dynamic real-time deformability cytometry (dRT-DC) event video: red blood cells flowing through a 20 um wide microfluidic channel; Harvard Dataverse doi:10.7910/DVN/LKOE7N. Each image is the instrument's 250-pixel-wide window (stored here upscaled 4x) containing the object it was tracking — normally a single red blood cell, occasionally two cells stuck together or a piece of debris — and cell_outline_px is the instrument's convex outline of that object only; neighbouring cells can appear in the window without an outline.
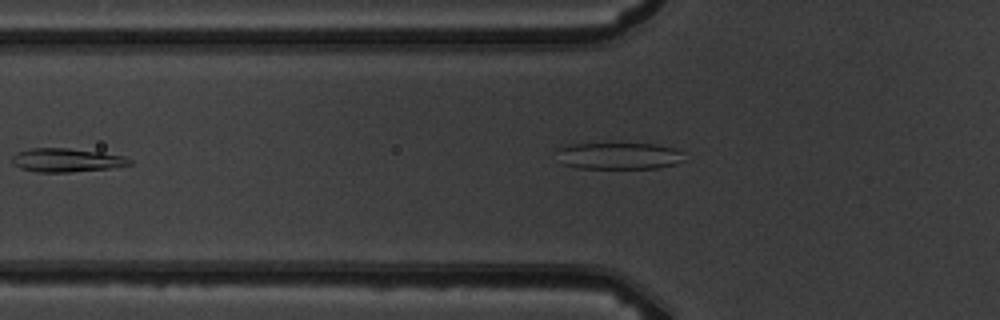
{"species": "common noctule bat (a hibernating species)", "species_latin": "Nyctalus noctula", "temperature_condition": "warm", "stored_images_in_passage": 10, "camera_frame_rate_fps": 3000, "um_per_image_px": 0.085, "animal": {"sex": "male", "body_mass_g": 19.5, "forearm_length_mm": 54.6}, "frame": {"image": 1, "passage_image": 6, "time_ms": 6.0, "image_size_px": [1000, 320], "cell_outline_px": [[132, 164], [112, 168], [68, 172], [36, 172], [20, 168], [12, 164], [12, 156], [16, 152], [32, 148], [68, 148], [100, 152], [124, 156], [132, 160]], "centroid_in_image_um": [5.64, 13.61], "position_along_channel_um": 120.2, "area_um2": 16.24}}
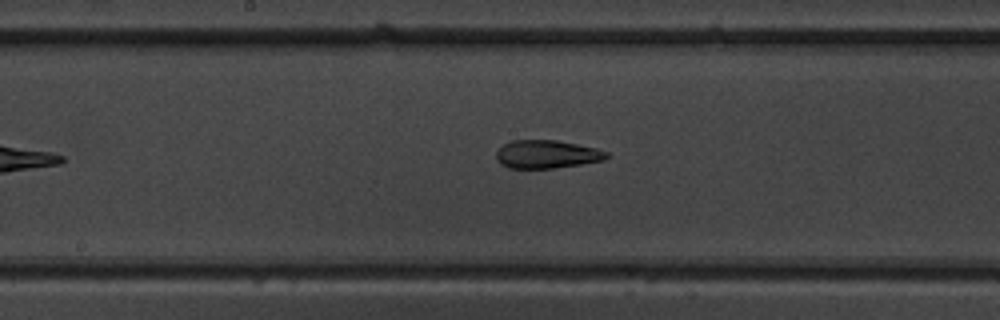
{"frame": {"image": 2, "passage_image": 9, "time_ms": 9.333, "image_size_px": [1000, 320], "cell_outline_px": [[608, 156], [604, 160], [580, 164], [552, 168], [508, 168], [500, 164], [496, 160], [496, 152], [504, 144], [512, 140], [556, 140], [596, 148], [608, 152]], "centroid_in_image_um": [46.45, 13.11], "position_along_channel_um": 201.8, "area_um2": 18.03}}
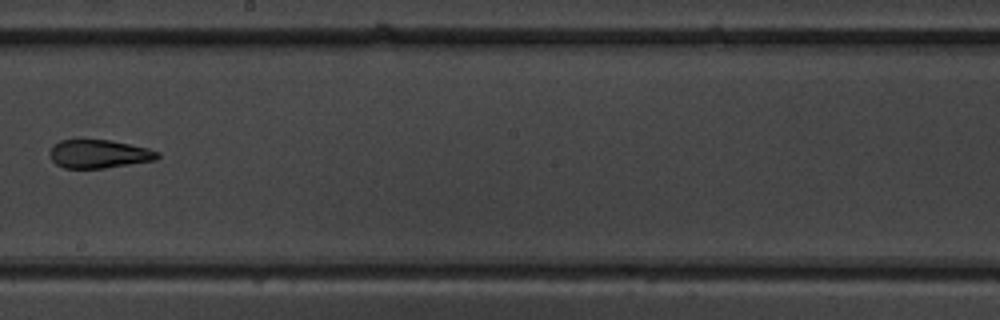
{"frame": {"image": 3, "passage_image": 10, "time_ms": 10.333, "image_size_px": [1000, 320], "cell_outline_px": [[160, 156], [156, 160], [104, 168], [64, 168], [56, 164], [52, 160], [48, 152], [52, 144], [60, 140], [112, 140], [148, 148], [160, 152]], "centroid_in_image_um": [8.4, 13.08], "position_along_channel_um": 239.8, "area_um2": 17.98}}